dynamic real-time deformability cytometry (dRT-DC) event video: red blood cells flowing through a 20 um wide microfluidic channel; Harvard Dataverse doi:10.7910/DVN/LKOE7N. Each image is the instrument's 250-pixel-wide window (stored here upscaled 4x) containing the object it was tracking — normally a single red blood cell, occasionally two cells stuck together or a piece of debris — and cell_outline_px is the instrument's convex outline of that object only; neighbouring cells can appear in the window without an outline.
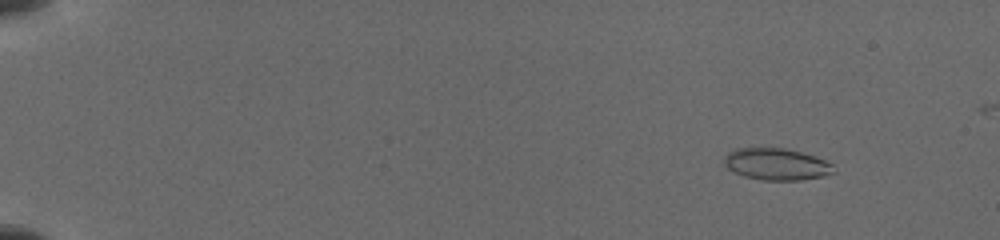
{"species": "common noctule bat (a hibernating species)", "species_latin": "Nyctalus noctula", "temperature_condition": "cold", "stored_images_in_passage": 33, "camera_frame_rate_fps": 3000, "um_per_image_px": 0.085, "animal": {"sex": "female", "body_mass_g": 19.5, "forearm_length_mm": 54.1}, "frame": {"image": 1, "passage_image": 14, "time_ms": 2.0, "image_size_px": [1000, 240], "cell_outline_px": [[836, 172], [820, 176], [800, 180], [764, 180], [744, 176], [728, 168], [724, 164], [724, 156], [728, 152], [736, 148], [784, 148], [816, 156], [832, 164]], "centroid_in_image_um": [65.99, 13.95], "position_along_channel_um": 19.0, "area_um2": 20.11}}
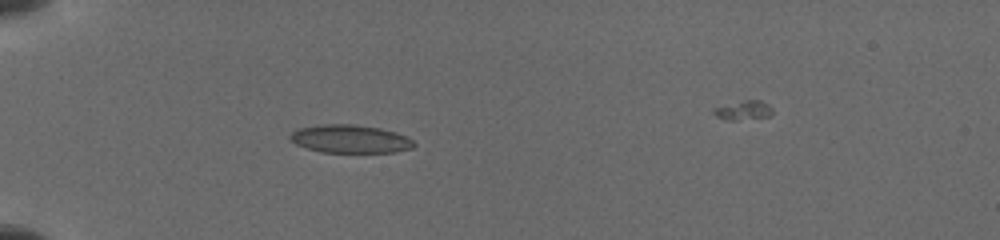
{"frame": {"image": 2, "passage_image": 28, "time_ms": 6.0, "image_size_px": [1000, 240], "cell_outline_px": [[416, 144], [412, 148], [396, 152], [320, 152], [296, 144], [288, 136], [296, 128], [324, 124], [352, 124], [380, 128], [396, 132], [412, 140]], "centroid_in_image_um": [29.75, 11.8], "position_along_channel_um": 55.2, "area_um2": 20.23}}
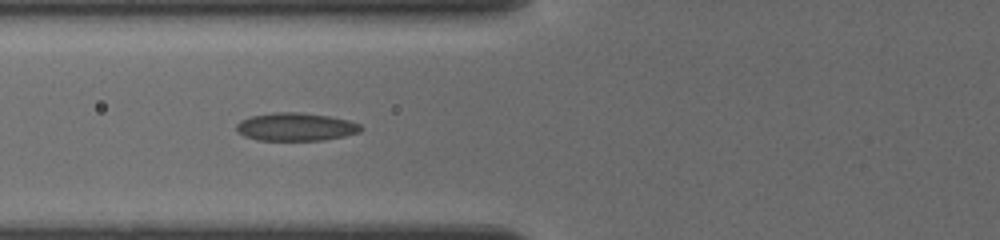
{"frame": {"image": 3, "passage_image": 32, "time_ms": 7.667, "image_size_px": [1000, 240], "cell_outline_px": [[364, 128], [360, 132], [344, 136], [324, 140], [256, 140], [244, 136], [236, 132], [236, 124], [240, 120], [252, 116], [272, 112], [300, 112], [328, 116], [348, 120], [360, 124]], "centroid_in_image_um": [25.12, 10.78], "position_along_channel_um": 100.7, "area_um2": 20.46}}